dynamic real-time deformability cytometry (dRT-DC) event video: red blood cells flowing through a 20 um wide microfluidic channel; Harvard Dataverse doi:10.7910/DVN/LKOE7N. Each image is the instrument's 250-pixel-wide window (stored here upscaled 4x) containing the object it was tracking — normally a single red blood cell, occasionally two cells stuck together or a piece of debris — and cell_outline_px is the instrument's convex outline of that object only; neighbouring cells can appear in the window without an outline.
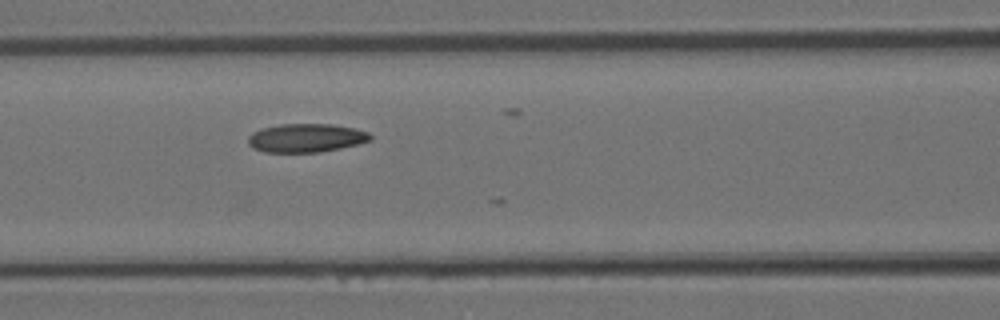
{"species": "Egyptian fruit bat (a non-hibernating species)", "species_latin": "Rousettus aegyptiacus", "temperature_condition": "room temperature", "stored_images_in_passage": 4, "camera_frame_rate_fps": 3000, "um_per_image_px": 0.085, "animal": {"sex": "female"}, "frame": {"image": 1, "passage_image": 4, "time_ms": 1.0, "image_size_px": [1000, 320], "cell_outline_px": [[372, 140], [340, 148], [320, 152], [264, 152], [252, 148], [248, 144], [248, 136], [252, 132], [260, 128], [280, 124], [332, 124], [352, 128], [368, 132], [372, 136]], "centroid_in_image_um": [25.97, 11.72], "position_along_channel_um": 140.6, "area_um2": 20.4}}